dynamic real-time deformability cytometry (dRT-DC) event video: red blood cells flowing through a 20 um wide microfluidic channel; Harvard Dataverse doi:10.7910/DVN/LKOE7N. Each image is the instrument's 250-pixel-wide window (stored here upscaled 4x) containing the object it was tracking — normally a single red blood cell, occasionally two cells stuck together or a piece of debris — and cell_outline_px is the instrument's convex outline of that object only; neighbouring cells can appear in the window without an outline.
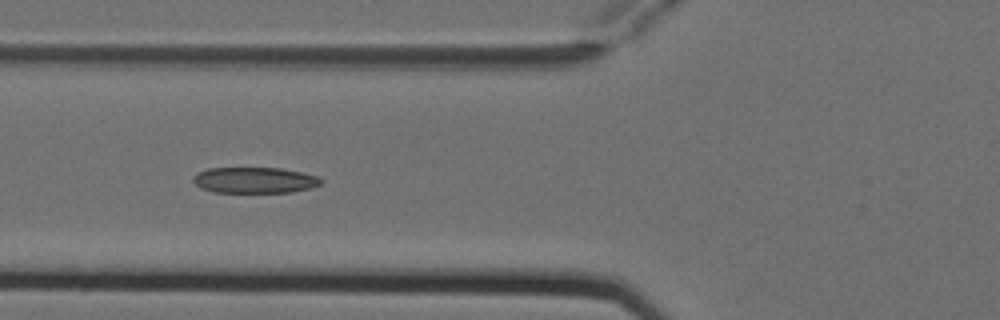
{"species": "Egyptian fruit bat (a non-hibernating species)", "species_latin": "Rousettus aegyptiacus", "temperature_condition": "cold", "stored_images_in_passage": 6, "camera_frame_rate_fps": 3000, "um_per_image_px": 0.085, "animal": {"sex": "female"}, "frame": {"image": 1, "passage_image": 4, "time_ms": 1.0, "image_size_px": [1000, 320], "cell_outline_px": [[324, 180], [320, 184], [308, 188], [292, 192], [212, 192], [200, 188], [192, 180], [192, 176], [208, 168], [280, 168], [300, 172], [316, 176]], "centroid_in_image_um": [21.6, 15.31], "position_along_channel_um": 104.2, "area_um2": 19.19}}
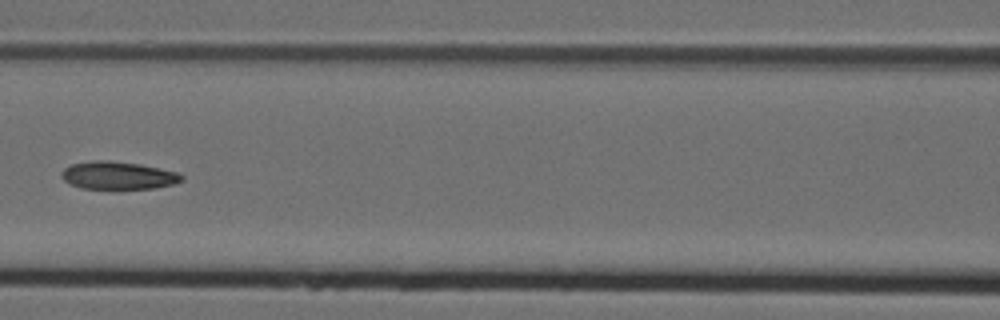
{"frame": {"image": 2, "passage_image": 5, "time_ms": 1.333, "image_size_px": [1000, 320], "cell_outline_px": [[184, 180], [176, 184], [152, 188], [80, 188], [64, 180], [60, 176], [60, 172], [64, 168], [72, 164], [92, 160], [108, 160], [140, 164], [180, 172], [184, 176]], "centroid_in_image_um": [10.07, 14.9], "position_along_channel_um": 156.5, "area_um2": 19.54}}
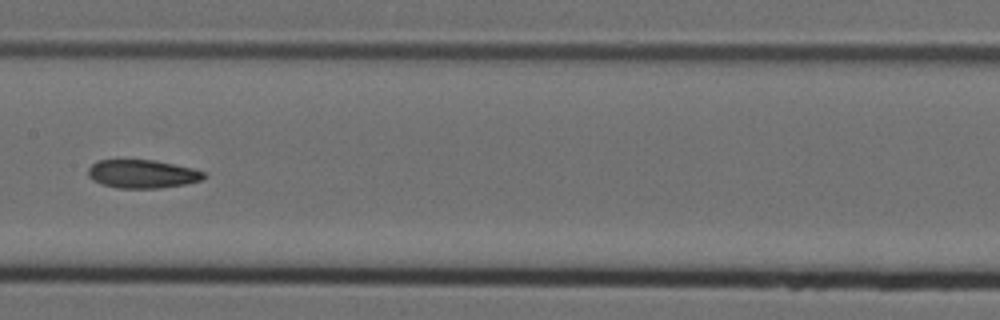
{"frame": {"image": 3, "passage_image": 6, "time_ms": 1.667, "image_size_px": [1000, 320], "cell_outline_px": [[208, 176], [204, 180], [184, 184], [160, 188], [116, 188], [92, 180], [88, 176], [88, 168], [96, 160], [152, 160], [192, 168], [204, 172]], "centroid_in_image_um": [12.11, 14.79], "position_along_channel_um": 195.3, "area_um2": 19.13}}